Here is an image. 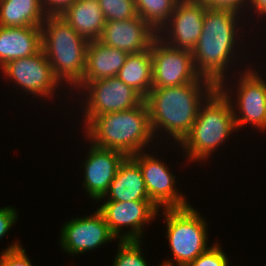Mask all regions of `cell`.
Returning <instances> with one entry per match:
<instances>
[{
    "label": "cell",
    "instance_id": "5b68a950",
    "mask_svg": "<svg viewBox=\"0 0 266 266\" xmlns=\"http://www.w3.org/2000/svg\"><path fill=\"white\" fill-rule=\"evenodd\" d=\"M223 87L218 85L213 93L207 94V103L204 102L207 105L203 109L200 106L191 131L180 142L192 160L206 159L237 129L233 105Z\"/></svg>",
    "mask_w": 266,
    "mask_h": 266
},
{
    "label": "cell",
    "instance_id": "4dcf8cb0",
    "mask_svg": "<svg viewBox=\"0 0 266 266\" xmlns=\"http://www.w3.org/2000/svg\"><path fill=\"white\" fill-rule=\"evenodd\" d=\"M259 14H266V0H250Z\"/></svg>",
    "mask_w": 266,
    "mask_h": 266
},
{
    "label": "cell",
    "instance_id": "3957f363",
    "mask_svg": "<svg viewBox=\"0 0 266 266\" xmlns=\"http://www.w3.org/2000/svg\"><path fill=\"white\" fill-rule=\"evenodd\" d=\"M236 15L229 10L206 9L202 33L192 50L196 72L216 86L223 85L224 69L235 45Z\"/></svg>",
    "mask_w": 266,
    "mask_h": 266
},
{
    "label": "cell",
    "instance_id": "9a60e30c",
    "mask_svg": "<svg viewBox=\"0 0 266 266\" xmlns=\"http://www.w3.org/2000/svg\"><path fill=\"white\" fill-rule=\"evenodd\" d=\"M126 156L116 150L91 146L85 163L84 185L93 199L100 200L107 192L120 163Z\"/></svg>",
    "mask_w": 266,
    "mask_h": 266
},
{
    "label": "cell",
    "instance_id": "7402d4cb",
    "mask_svg": "<svg viewBox=\"0 0 266 266\" xmlns=\"http://www.w3.org/2000/svg\"><path fill=\"white\" fill-rule=\"evenodd\" d=\"M152 73V58L149 48L140 53L129 54L116 76L145 99L152 89Z\"/></svg>",
    "mask_w": 266,
    "mask_h": 266
},
{
    "label": "cell",
    "instance_id": "ffe728a7",
    "mask_svg": "<svg viewBox=\"0 0 266 266\" xmlns=\"http://www.w3.org/2000/svg\"><path fill=\"white\" fill-rule=\"evenodd\" d=\"M60 16L88 41L100 39L106 22L98 0H76Z\"/></svg>",
    "mask_w": 266,
    "mask_h": 266
},
{
    "label": "cell",
    "instance_id": "277c9868",
    "mask_svg": "<svg viewBox=\"0 0 266 266\" xmlns=\"http://www.w3.org/2000/svg\"><path fill=\"white\" fill-rule=\"evenodd\" d=\"M41 25L42 50L56 78L77 86L83 79L89 41L60 15H47ZM46 28V29H45Z\"/></svg>",
    "mask_w": 266,
    "mask_h": 266
},
{
    "label": "cell",
    "instance_id": "484cf974",
    "mask_svg": "<svg viewBox=\"0 0 266 266\" xmlns=\"http://www.w3.org/2000/svg\"><path fill=\"white\" fill-rule=\"evenodd\" d=\"M186 266H228V259L222 249L215 244Z\"/></svg>",
    "mask_w": 266,
    "mask_h": 266
},
{
    "label": "cell",
    "instance_id": "8992f818",
    "mask_svg": "<svg viewBox=\"0 0 266 266\" xmlns=\"http://www.w3.org/2000/svg\"><path fill=\"white\" fill-rule=\"evenodd\" d=\"M167 238L177 266H186L205 252L207 227L191 205L183 208H165Z\"/></svg>",
    "mask_w": 266,
    "mask_h": 266
},
{
    "label": "cell",
    "instance_id": "2e32d148",
    "mask_svg": "<svg viewBox=\"0 0 266 266\" xmlns=\"http://www.w3.org/2000/svg\"><path fill=\"white\" fill-rule=\"evenodd\" d=\"M237 104L242 116H236V127L251 123L262 130L266 128V83L255 72L248 70L240 77Z\"/></svg>",
    "mask_w": 266,
    "mask_h": 266
},
{
    "label": "cell",
    "instance_id": "1f68e13d",
    "mask_svg": "<svg viewBox=\"0 0 266 266\" xmlns=\"http://www.w3.org/2000/svg\"><path fill=\"white\" fill-rule=\"evenodd\" d=\"M161 266H174V264L172 261L169 260L168 262H164Z\"/></svg>",
    "mask_w": 266,
    "mask_h": 266
},
{
    "label": "cell",
    "instance_id": "603a6c76",
    "mask_svg": "<svg viewBox=\"0 0 266 266\" xmlns=\"http://www.w3.org/2000/svg\"><path fill=\"white\" fill-rule=\"evenodd\" d=\"M137 14L155 31L161 32L179 0H134ZM160 26V27H159ZM158 29V30H157ZM161 29V30H160Z\"/></svg>",
    "mask_w": 266,
    "mask_h": 266
},
{
    "label": "cell",
    "instance_id": "8fae6325",
    "mask_svg": "<svg viewBox=\"0 0 266 266\" xmlns=\"http://www.w3.org/2000/svg\"><path fill=\"white\" fill-rule=\"evenodd\" d=\"M141 154V155H140ZM139 152L131 157L138 163L149 199L159 208H183L189 206L185 196L174 188L175 178L164 163L153 156Z\"/></svg>",
    "mask_w": 266,
    "mask_h": 266
},
{
    "label": "cell",
    "instance_id": "9c48e42d",
    "mask_svg": "<svg viewBox=\"0 0 266 266\" xmlns=\"http://www.w3.org/2000/svg\"><path fill=\"white\" fill-rule=\"evenodd\" d=\"M1 68L25 91L42 97L50 95L60 83L42 49L30 57L11 60Z\"/></svg>",
    "mask_w": 266,
    "mask_h": 266
},
{
    "label": "cell",
    "instance_id": "f546056e",
    "mask_svg": "<svg viewBox=\"0 0 266 266\" xmlns=\"http://www.w3.org/2000/svg\"><path fill=\"white\" fill-rule=\"evenodd\" d=\"M17 212L12 207H3L0 209V239L10 230L15 223Z\"/></svg>",
    "mask_w": 266,
    "mask_h": 266
},
{
    "label": "cell",
    "instance_id": "ba28073f",
    "mask_svg": "<svg viewBox=\"0 0 266 266\" xmlns=\"http://www.w3.org/2000/svg\"><path fill=\"white\" fill-rule=\"evenodd\" d=\"M79 86L89 89L90 93L85 115L87 124L95 116L126 111L139 106L145 100L117 76L95 81H81L77 87Z\"/></svg>",
    "mask_w": 266,
    "mask_h": 266
},
{
    "label": "cell",
    "instance_id": "f1b7e54d",
    "mask_svg": "<svg viewBox=\"0 0 266 266\" xmlns=\"http://www.w3.org/2000/svg\"><path fill=\"white\" fill-rule=\"evenodd\" d=\"M75 1L76 0H41V4L45 11V14L61 15ZM45 5L48 7L47 9H45Z\"/></svg>",
    "mask_w": 266,
    "mask_h": 266
},
{
    "label": "cell",
    "instance_id": "d6986e66",
    "mask_svg": "<svg viewBox=\"0 0 266 266\" xmlns=\"http://www.w3.org/2000/svg\"><path fill=\"white\" fill-rule=\"evenodd\" d=\"M128 55V53L107 46L99 40L89 41L82 81H95L116 76Z\"/></svg>",
    "mask_w": 266,
    "mask_h": 266
},
{
    "label": "cell",
    "instance_id": "7a4b0ae2",
    "mask_svg": "<svg viewBox=\"0 0 266 266\" xmlns=\"http://www.w3.org/2000/svg\"><path fill=\"white\" fill-rule=\"evenodd\" d=\"M203 81H193L179 86L152 88L145 98L152 132L160 126L180 143L191 131L202 105ZM201 87V89H200Z\"/></svg>",
    "mask_w": 266,
    "mask_h": 266
},
{
    "label": "cell",
    "instance_id": "6da1fadb",
    "mask_svg": "<svg viewBox=\"0 0 266 266\" xmlns=\"http://www.w3.org/2000/svg\"><path fill=\"white\" fill-rule=\"evenodd\" d=\"M87 126L92 145L120 151L125 156L139 153L154 135L145 100L126 111L95 116Z\"/></svg>",
    "mask_w": 266,
    "mask_h": 266
},
{
    "label": "cell",
    "instance_id": "5bb4252c",
    "mask_svg": "<svg viewBox=\"0 0 266 266\" xmlns=\"http://www.w3.org/2000/svg\"><path fill=\"white\" fill-rule=\"evenodd\" d=\"M205 11L199 0H179L167 22H171L169 34H172V41L167 44L173 42L172 47L192 51L202 33Z\"/></svg>",
    "mask_w": 266,
    "mask_h": 266
},
{
    "label": "cell",
    "instance_id": "4316f807",
    "mask_svg": "<svg viewBox=\"0 0 266 266\" xmlns=\"http://www.w3.org/2000/svg\"><path fill=\"white\" fill-rule=\"evenodd\" d=\"M0 266H32L25 250L15 243L8 247L0 256Z\"/></svg>",
    "mask_w": 266,
    "mask_h": 266
},
{
    "label": "cell",
    "instance_id": "7c38bea8",
    "mask_svg": "<svg viewBox=\"0 0 266 266\" xmlns=\"http://www.w3.org/2000/svg\"><path fill=\"white\" fill-rule=\"evenodd\" d=\"M157 33L137 15L121 21H106L99 41L128 54L140 53L151 48Z\"/></svg>",
    "mask_w": 266,
    "mask_h": 266
},
{
    "label": "cell",
    "instance_id": "30bf717a",
    "mask_svg": "<svg viewBox=\"0 0 266 266\" xmlns=\"http://www.w3.org/2000/svg\"><path fill=\"white\" fill-rule=\"evenodd\" d=\"M158 209L151 200L106 201L98 208L115 237L119 238L121 226L131 227V231L122 234L120 240H139L142 225L152 220Z\"/></svg>",
    "mask_w": 266,
    "mask_h": 266
},
{
    "label": "cell",
    "instance_id": "52a82bcc",
    "mask_svg": "<svg viewBox=\"0 0 266 266\" xmlns=\"http://www.w3.org/2000/svg\"><path fill=\"white\" fill-rule=\"evenodd\" d=\"M150 50L153 71L152 88L179 86L203 79L205 94L213 93L217 89L213 82L196 72L192 51L172 47L159 35L153 40Z\"/></svg>",
    "mask_w": 266,
    "mask_h": 266
},
{
    "label": "cell",
    "instance_id": "e0dca14e",
    "mask_svg": "<svg viewBox=\"0 0 266 266\" xmlns=\"http://www.w3.org/2000/svg\"><path fill=\"white\" fill-rule=\"evenodd\" d=\"M42 49L41 27L0 26V66L11 60L30 57Z\"/></svg>",
    "mask_w": 266,
    "mask_h": 266
},
{
    "label": "cell",
    "instance_id": "d4e9b609",
    "mask_svg": "<svg viewBox=\"0 0 266 266\" xmlns=\"http://www.w3.org/2000/svg\"><path fill=\"white\" fill-rule=\"evenodd\" d=\"M113 266H147L139 240H120Z\"/></svg>",
    "mask_w": 266,
    "mask_h": 266
},
{
    "label": "cell",
    "instance_id": "ac0fdd59",
    "mask_svg": "<svg viewBox=\"0 0 266 266\" xmlns=\"http://www.w3.org/2000/svg\"><path fill=\"white\" fill-rule=\"evenodd\" d=\"M107 193L110 195L108 201L150 200L140 167L131 156H126L120 163L102 199Z\"/></svg>",
    "mask_w": 266,
    "mask_h": 266
},
{
    "label": "cell",
    "instance_id": "83f0119b",
    "mask_svg": "<svg viewBox=\"0 0 266 266\" xmlns=\"http://www.w3.org/2000/svg\"><path fill=\"white\" fill-rule=\"evenodd\" d=\"M203 6L208 10H229L237 12L239 6L244 3L245 0H199Z\"/></svg>",
    "mask_w": 266,
    "mask_h": 266
},
{
    "label": "cell",
    "instance_id": "44dd1931",
    "mask_svg": "<svg viewBox=\"0 0 266 266\" xmlns=\"http://www.w3.org/2000/svg\"><path fill=\"white\" fill-rule=\"evenodd\" d=\"M45 16L41 0H0L2 27H41Z\"/></svg>",
    "mask_w": 266,
    "mask_h": 266
},
{
    "label": "cell",
    "instance_id": "4fadbf2b",
    "mask_svg": "<svg viewBox=\"0 0 266 266\" xmlns=\"http://www.w3.org/2000/svg\"><path fill=\"white\" fill-rule=\"evenodd\" d=\"M61 232V246L69 254L92 250L116 238L98 209L91 217L75 218L66 223Z\"/></svg>",
    "mask_w": 266,
    "mask_h": 266
},
{
    "label": "cell",
    "instance_id": "cb8c5ba5",
    "mask_svg": "<svg viewBox=\"0 0 266 266\" xmlns=\"http://www.w3.org/2000/svg\"><path fill=\"white\" fill-rule=\"evenodd\" d=\"M106 21L125 20L137 16L134 0H98Z\"/></svg>",
    "mask_w": 266,
    "mask_h": 266
}]
</instances>
